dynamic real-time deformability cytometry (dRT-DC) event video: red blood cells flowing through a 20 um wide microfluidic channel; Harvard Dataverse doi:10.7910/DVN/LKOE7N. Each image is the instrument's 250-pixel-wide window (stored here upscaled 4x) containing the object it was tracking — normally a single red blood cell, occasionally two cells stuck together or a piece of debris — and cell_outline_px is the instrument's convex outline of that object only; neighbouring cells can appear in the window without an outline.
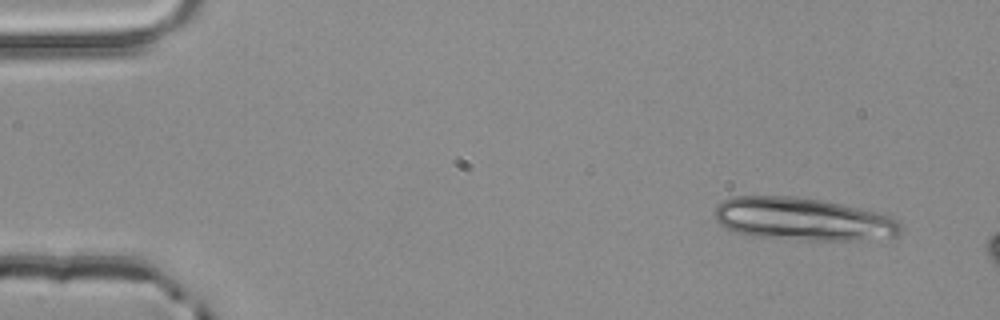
{"species": "common noctule bat (a hibernating species)", "species_latin": "Nyctalus noctula", "temperature_condition": "room temperature", "stored_images_in_passage": 3, "camera_frame_rate_fps": 3000, "um_per_image_px": 0.085, "animal": {"sex": "male", "body_mass_g": 20.4}, "frame": {"image": 1, "passage_image": 1, "time_ms": 0.0, "image_size_px": [1000, 320], "cell_outline_px": [[900, 232], [896, 236], [860, 240], [800, 240], [748, 236], [724, 228], [716, 220], [712, 212], [716, 204], [732, 196], [788, 196], [820, 200], [840, 204], [876, 212], [900, 220]], "centroid_in_image_um": [68.16, 18.63], "position_along_channel_um": 16.8, "area_um2": 46.59}}